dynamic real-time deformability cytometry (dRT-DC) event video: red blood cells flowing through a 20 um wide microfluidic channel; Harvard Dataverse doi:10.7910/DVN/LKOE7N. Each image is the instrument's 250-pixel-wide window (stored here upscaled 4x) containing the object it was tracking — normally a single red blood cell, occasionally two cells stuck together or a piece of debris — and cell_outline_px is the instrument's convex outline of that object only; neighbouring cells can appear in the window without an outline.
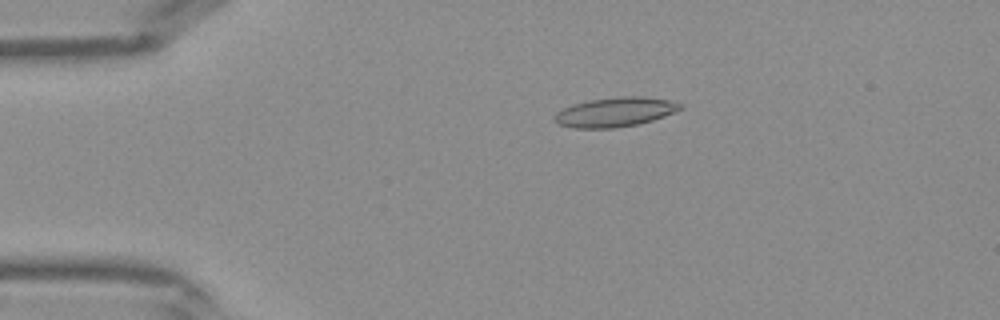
{"species": "Egyptian fruit bat (a non-hibernating species)", "species_latin": "Rousettus aegyptiacus", "temperature_condition": "warm", "stored_images_in_passage": 36, "camera_frame_rate_fps": 3000, "um_per_image_px": 0.085, "frame": {"image": 1, "passage_image": 3, "time_ms": 0.667, "image_size_px": [1000, 320], "cell_outline_px": [[684, 108], [664, 116], [652, 120], [636, 124], [616, 128], [572, 128], [560, 124], [556, 120], [556, 112], [564, 108], [576, 104], [592, 100], [624, 96], [644, 96], [672, 100], [684, 104]], "centroid_in_image_um": [52.38, 9.52], "position_along_channel_um": 32.6, "area_um2": 21.33}}
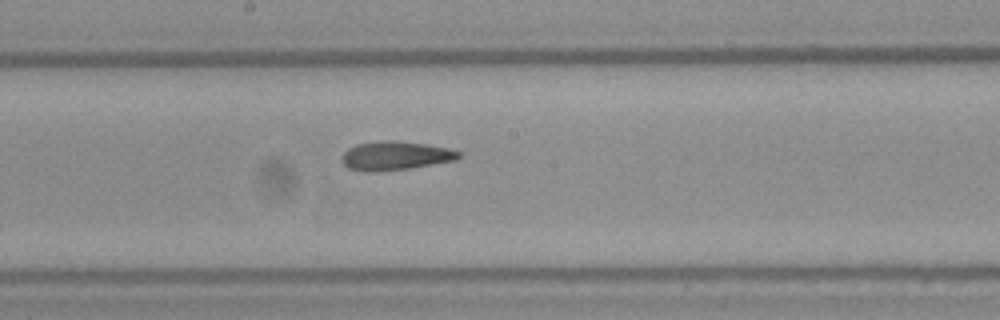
{"frame": {"image": 2, "passage_image": 17, "time_ms": 5.333, "image_size_px": [1000, 320], "cell_outline_px": [[460, 156], [456, 160], [408, 168], [368, 172], [364, 172], [348, 168], [340, 160], [340, 156], [348, 148], [356, 144], [388, 140], [392, 140], [428, 144], [448, 148], [460, 152]], "centroid_in_image_um": [33.56, 13.23], "position_along_channel_um": 214.6, "area_um2": 19.54}}
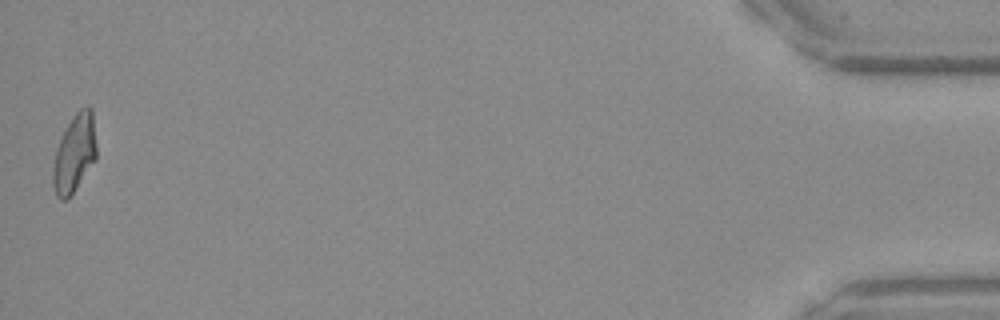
{"frame": {"image": 3, "passage_image": 36, "time_ms": 11.667, "image_size_px": [1000, 320], "cell_outline_px": [[96, 160], [72, 192], [64, 200], [60, 200], [56, 196], [52, 184], [52, 168], [56, 148], [72, 116], [80, 108], [88, 104], [92, 108], [96, 144]], "centroid_in_image_um": [6.33, 13.01], "position_along_channel_um": 428.9, "area_um2": 19.71}}